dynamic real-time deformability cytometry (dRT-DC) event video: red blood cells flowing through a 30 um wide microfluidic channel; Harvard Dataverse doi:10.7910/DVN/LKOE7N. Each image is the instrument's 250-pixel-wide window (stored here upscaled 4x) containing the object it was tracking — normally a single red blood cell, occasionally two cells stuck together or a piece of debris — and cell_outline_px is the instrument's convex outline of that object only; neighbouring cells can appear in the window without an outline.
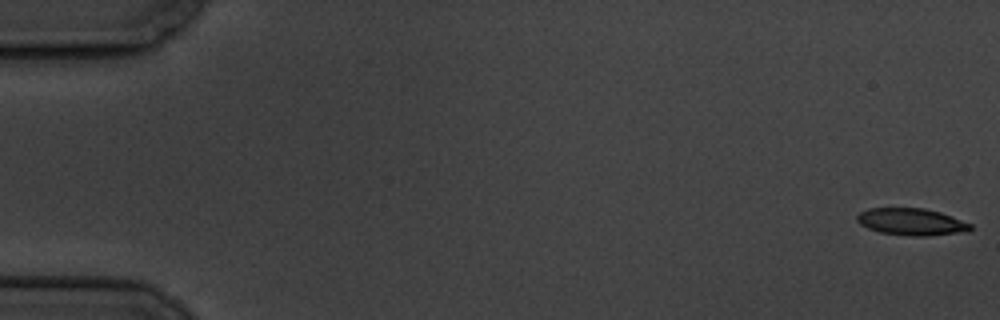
{"species": "common noctule bat (a hibernating species)", "species_latin": "Nyctalus noctula", "temperature_condition": "cold", "stored_images_in_passage": 58, "camera_frame_rate_fps": 3000, "um_per_image_px": 0.085, "animal": {"sex": "male", "body_mass_g": 19.5, "forearm_length_mm": 54.6}, "frame": {"image": 1, "passage_image": 1, "time_ms": 0.0, "image_size_px": [1000, 320], "cell_outline_px": [[972, 228], [968, 232], [928, 236], [912, 236], [880, 232], [868, 228], [860, 224], [856, 220], [856, 216], [860, 212], [868, 208], [924, 208], [940, 212], [972, 224]], "centroid_in_image_um": [77.49, 18.86], "position_along_channel_um": 7.5, "area_um2": 17.92}}
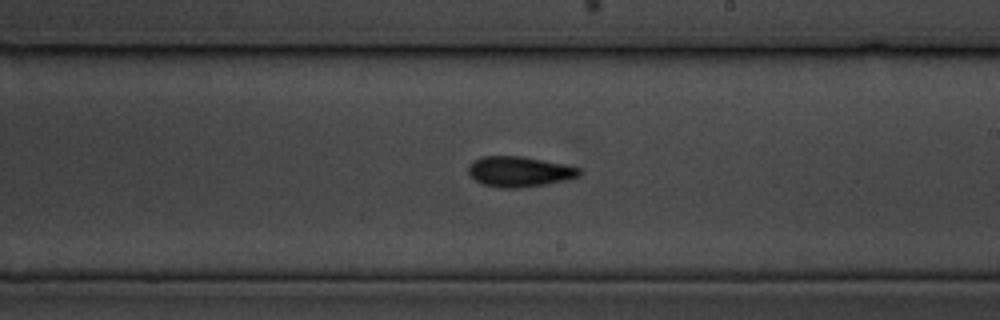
{"frame": {"image": 2, "passage_image": 34, "time_ms": 11.0, "image_size_px": [1000, 320], "cell_outline_px": [[584, 172], [580, 176], [568, 180], [520, 188], [500, 188], [480, 184], [468, 172], [468, 164], [472, 160], [480, 156], [520, 156], [564, 164], [580, 168]], "centroid_in_image_um": [44.14, 14.59], "position_along_channel_um": 244.9, "area_um2": 19.88}}
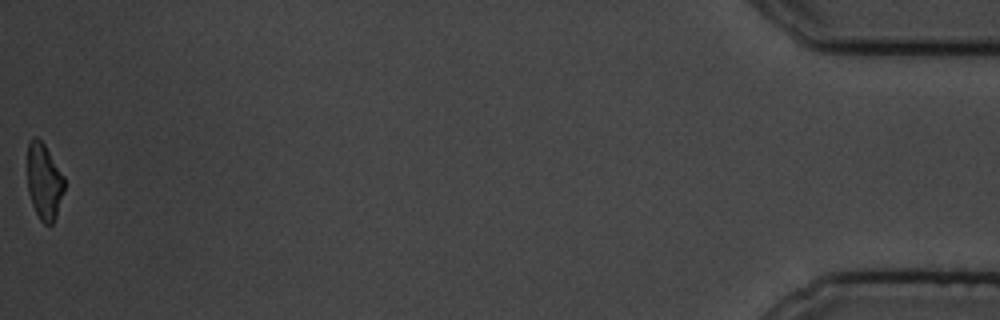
{"frame": {"image": 3, "passage_image": 58, "time_ms": 19.0, "image_size_px": [1000, 320], "cell_outline_px": [[64, 192], [56, 216], [52, 224], [44, 224], [40, 220], [32, 204], [28, 192], [28, 144], [32, 136], [36, 136], [44, 144], [64, 176]], "centroid_in_image_um": [3.75, 15.43], "position_along_channel_um": 431.4, "area_um2": 16.3}, "authors_computed_cell_mechanics": {"area_um2": 18.7272, "velocity_mm_per_s": 3.5014, "shape_relaxation_time_tau1_ms": 3.1833, "shape_relaxation_time_tau2_ms": 3.9835, "deformation_change_tau1": 0.117, "deformation_change_tau2": 0.1129}}